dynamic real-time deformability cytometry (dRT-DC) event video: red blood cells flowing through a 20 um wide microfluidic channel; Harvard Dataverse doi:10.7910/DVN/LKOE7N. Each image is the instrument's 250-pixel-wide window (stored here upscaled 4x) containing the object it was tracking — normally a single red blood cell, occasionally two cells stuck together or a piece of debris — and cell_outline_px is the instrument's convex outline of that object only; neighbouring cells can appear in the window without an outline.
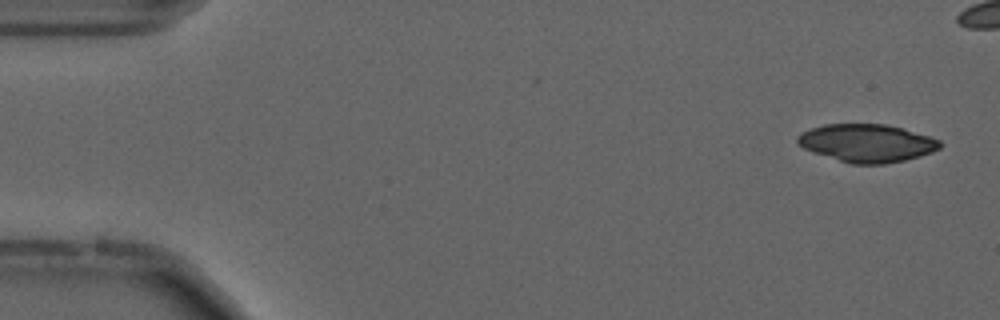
{"species": "common noctule bat (a hibernating species)", "species_latin": "Nyctalus noctula", "temperature_condition": "cold", "stored_images_in_passage": 8, "camera_frame_rate_fps": 3000, "um_per_image_px": 0.085, "animal": {"sex": "male", "forearm_length_mm": 52.5}, "frame": {"image": 1, "passage_image": 2, "time_ms": 0.333, "image_size_px": [1000, 320], "cell_outline_px": [[940, 148], [932, 152], [920, 156], [904, 160], [884, 164], [852, 164], [812, 152], [796, 144], [796, 136], [800, 132], [824, 124], [884, 124], [904, 128], [940, 140]], "centroid_in_image_um": [73.65, 12.16], "position_along_channel_um": 11.4, "area_um2": 31.5}}